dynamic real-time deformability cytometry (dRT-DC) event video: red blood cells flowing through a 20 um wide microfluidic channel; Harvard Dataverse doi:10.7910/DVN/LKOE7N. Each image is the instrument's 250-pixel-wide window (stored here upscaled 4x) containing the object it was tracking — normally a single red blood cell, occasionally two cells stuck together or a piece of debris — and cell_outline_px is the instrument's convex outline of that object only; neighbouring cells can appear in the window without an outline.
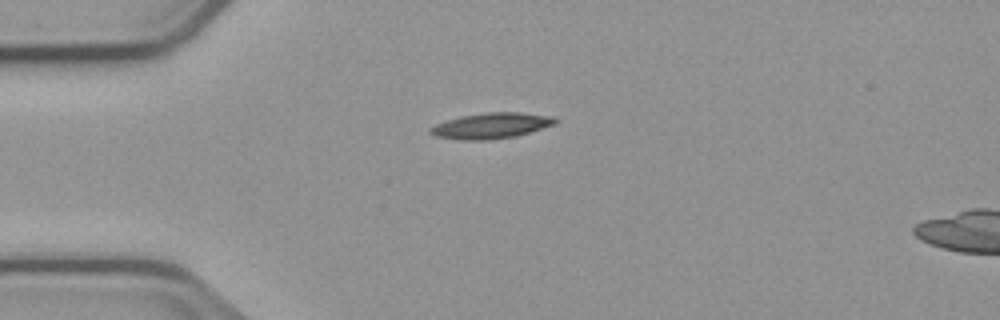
{"species": "common noctule bat (a hibernating species)", "species_latin": "Nyctalus noctula", "temperature_condition": "cold", "stored_images_in_passage": 3, "camera_frame_rate_fps": 3000, "um_per_image_px": 0.085, "animal": {"sex": "male", "body_mass_g": 23.1, "forearm_length_mm": 52.7}, "frame": {"image": 1, "passage_image": 1, "time_ms": 0.0, "image_size_px": [1000, 320], "cell_outline_px": [[560, 120], [556, 124], [516, 136], [488, 140], [460, 140], [436, 136], [428, 132], [428, 128], [436, 124], [460, 116], [488, 112], [520, 112], [552, 116]], "centroid_in_image_um": [41.77, 10.68], "position_along_channel_um": 43.2, "area_um2": 18.79}}
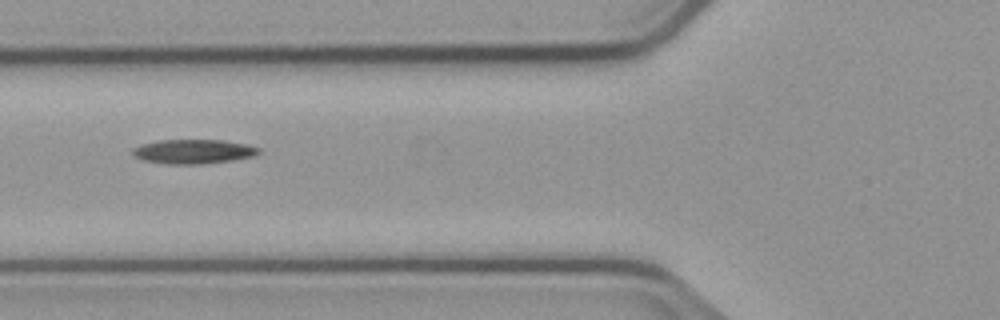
{"frame": {"image": 2, "passage_image": 3, "time_ms": 2.333, "image_size_px": [1000, 320], "cell_outline_px": [[260, 152], [252, 156], [232, 160], [200, 164], [168, 164], [144, 160], [132, 156], [132, 148], [140, 144], [160, 140], [224, 140], [248, 144], [260, 148]], "centroid_in_image_um": [16.41, 12.87], "position_along_channel_um": 109.4, "area_um2": 17.92}}